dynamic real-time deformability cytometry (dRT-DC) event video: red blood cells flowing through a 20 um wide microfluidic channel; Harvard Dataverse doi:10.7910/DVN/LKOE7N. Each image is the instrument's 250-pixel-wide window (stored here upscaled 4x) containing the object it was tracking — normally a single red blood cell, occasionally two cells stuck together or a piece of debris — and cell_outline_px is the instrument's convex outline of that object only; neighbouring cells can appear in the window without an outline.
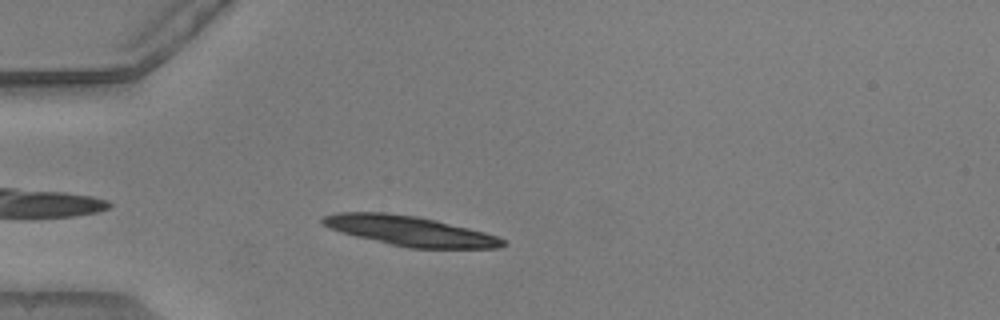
{"species": "common noctule bat (a hibernating species)", "species_latin": "Nyctalus noctula", "temperature_condition": "warm", "stored_images_in_passage": 42, "camera_frame_rate_fps": 3000, "um_per_image_px": 0.085, "animal": {"sex": "male", "body_mass_g": 20.5, "forearm_length_mm": 52.5}, "frame": {"image": 1, "passage_image": 5, "time_ms": 1.333, "image_size_px": [1000, 320], "cell_outline_px": [[508, 244], [500, 248], [412, 248], [388, 244], [340, 232], [324, 224], [320, 220], [324, 216], [336, 212], [384, 212], [416, 216], [436, 220], [484, 232], [496, 236], [504, 240]], "centroid_in_image_um": [34.85, 19.63], "position_along_channel_um": 50.2, "area_um2": 31.1}}